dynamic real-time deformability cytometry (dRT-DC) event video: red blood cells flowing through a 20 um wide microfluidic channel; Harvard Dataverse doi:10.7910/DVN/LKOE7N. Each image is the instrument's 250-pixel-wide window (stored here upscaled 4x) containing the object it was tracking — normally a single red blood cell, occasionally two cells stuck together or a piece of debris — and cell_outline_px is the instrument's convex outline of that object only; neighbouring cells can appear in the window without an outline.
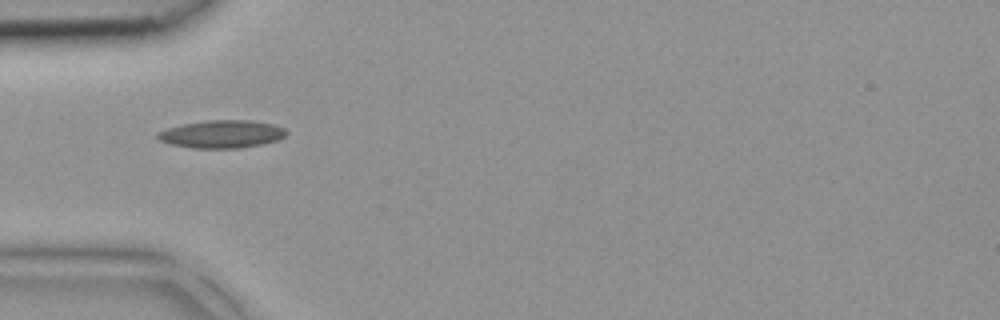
{"species": "common noctule bat (a hibernating species)", "species_latin": "Nyctalus noctula", "temperature_condition": "room temperature", "stored_images_in_passage": 1, "camera_frame_rate_fps": 3000, "um_per_image_px": 0.085, "animal": {"sex": "female", "body_mass_g": 18.4}, "frame": {"image": 1, "passage_image": 1, "time_ms": 0.0, "image_size_px": [1000, 320], "cell_outline_px": [[288, 132], [284, 136], [276, 140], [260, 144], [240, 148], [192, 148], [168, 144], [156, 140], [156, 132], [168, 128], [184, 124], [208, 120], [248, 120], [272, 124], [284, 128]], "centroid_in_image_um": [18.78, 11.4], "position_along_channel_um": 66.2, "area_um2": 20.81}}